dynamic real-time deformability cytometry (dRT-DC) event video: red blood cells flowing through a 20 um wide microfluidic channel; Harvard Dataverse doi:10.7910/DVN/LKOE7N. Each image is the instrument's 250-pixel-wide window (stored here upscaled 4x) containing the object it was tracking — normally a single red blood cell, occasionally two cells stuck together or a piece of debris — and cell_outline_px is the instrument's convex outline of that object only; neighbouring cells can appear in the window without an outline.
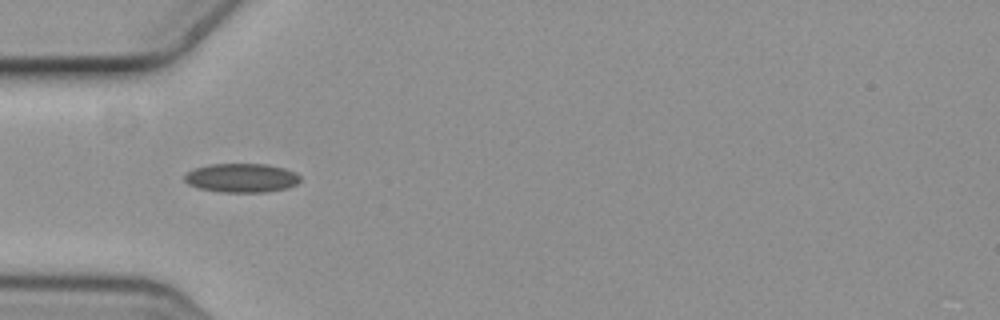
{"species": "common noctule bat (a hibernating species)", "species_latin": "Nyctalus noctula", "temperature_condition": "cold", "stored_images_in_passage": 5, "camera_frame_rate_fps": 3000, "um_per_image_px": 0.085, "animal": {"sex": "female", "body_mass_g": 19.3, "forearm_length_mm": 54.1}, "frame": {"image": 1, "passage_image": 4, "time_ms": 1.0, "image_size_px": [1000, 320], "cell_outline_px": [[300, 180], [296, 184], [288, 188], [264, 192], [220, 192], [200, 188], [188, 184], [184, 180], [184, 176], [188, 172], [196, 168], [212, 164], [268, 164], [284, 168], [296, 172], [300, 176]], "centroid_in_image_um": [20.56, 15.12], "position_along_channel_um": 64.4, "area_um2": 19.48}}
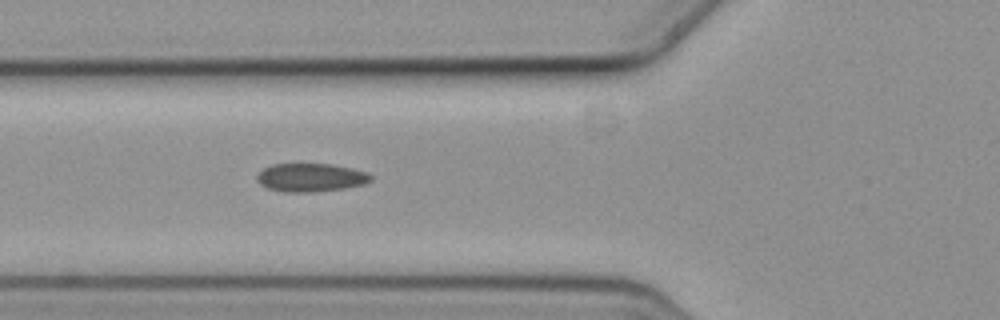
{"frame": {"image": 2, "passage_image": 5, "time_ms": 1.333, "image_size_px": [1000, 320], "cell_outline_px": [[372, 180], [364, 184], [344, 188], [312, 192], [284, 192], [268, 188], [260, 184], [256, 180], [256, 176], [264, 168], [272, 164], [332, 164], [352, 168], [368, 172], [372, 176]], "centroid_in_image_um": [26.42, 15.08], "position_along_channel_um": 99.4, "area_um2": 18.84}}